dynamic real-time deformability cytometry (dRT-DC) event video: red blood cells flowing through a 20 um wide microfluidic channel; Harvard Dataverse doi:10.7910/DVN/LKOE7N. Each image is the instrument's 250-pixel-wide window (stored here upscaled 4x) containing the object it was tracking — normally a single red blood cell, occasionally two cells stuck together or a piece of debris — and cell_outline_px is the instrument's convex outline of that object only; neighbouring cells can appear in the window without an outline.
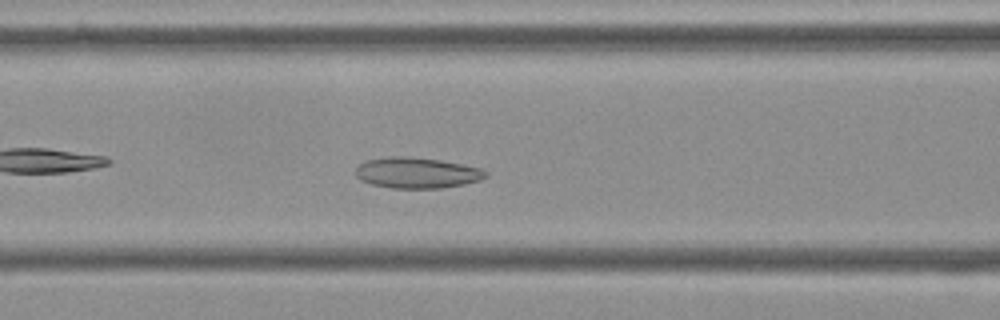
{"species": "Egyptian fruit bat (a non-hibernating species)", "species_latin": "Rousettus aegyptiacus", "temperature_condition": "cold", "stored_images_in_passage": 52, "camera_frame_rate_fps": 3000, "um_per_image_px": 0.085, "frame": {"image": 1, "passage_image": 19, "time_ms": 6.0, "image_size_px": [1000, 320], "cell_outline_px": [[488, 176], [480, 180], [464, 184], [440, 188], [392, 188], [372, 184], [360, 180], [356, 176], [356, 168], [364, 160], [392, 156], [404, 156], [440, 160], [480, 168], [488, 172]], "centroid_in_image_um": [35.42, 14.69], "position_along_channel_um": 131.2, "area_um2": 23.29}}
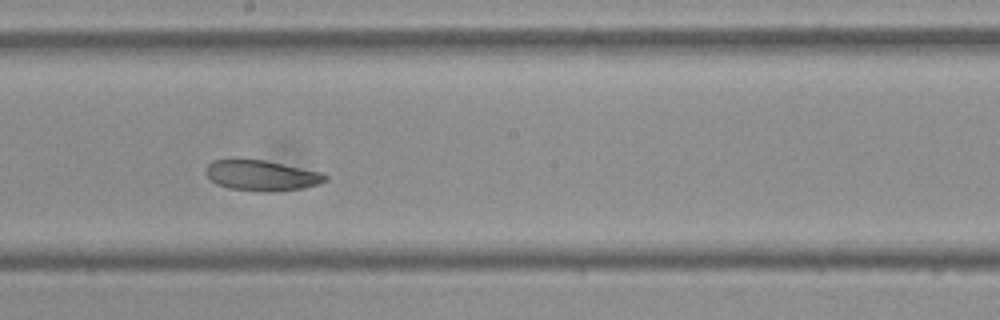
{"frame": {"image": 2, "passage_image": 27, "time_ms": 8.667, "image_size_px": [1000, 320], "cell_outline_px": [[328, 180], [320, 184], [300, 188], [268, 192], [228, 188], [216, 184], [204, 172], [204, 168], [212, 160], [264, 160], [324, 172], [328, 176]], "centroid_in_image_um": [22.26, 14.91], "position_along_channel_um": 225.9, "area_um2": 21.21}}
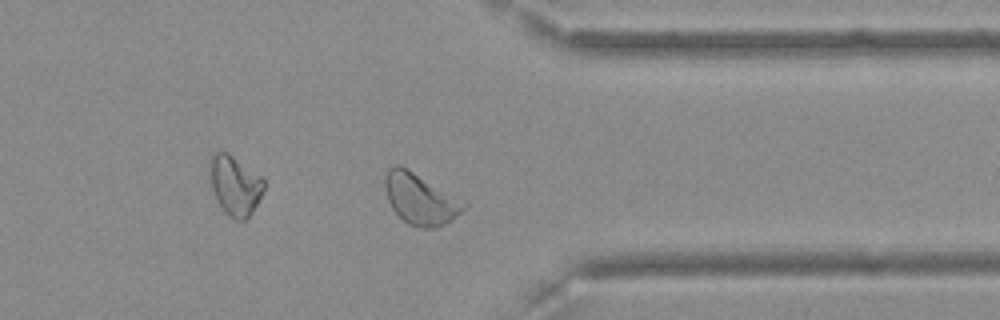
{"frame": {"image": 3, "passage_image": 40, "time_ms": 13.0, "image_size_px": [1000, 320], "cell_outline_px": [[468, 204], [452, 220], [436, 228], [420, 228], [408, 224], [392, 208], [388, 200], [384, 188], [384, 180], [388, 168], [396, 164], [400, 164], [408, 168], [468, 200]], "centroid_in_image_um": [35.77, 16.88], "position_along_channel_um": 375.6, "area_um2": 24.1}, "authors_computed_cell_mechanics": {"area_um2": 24.2471, "velocity_mm_per_s": 3.5619, "shape_relaxation_time_tau1_ms": null, "shape_relaxation_time_tau2_ms": 7.5269, "deformation_change_tau1": null, "deformation_change_tau2": 0.1328}}